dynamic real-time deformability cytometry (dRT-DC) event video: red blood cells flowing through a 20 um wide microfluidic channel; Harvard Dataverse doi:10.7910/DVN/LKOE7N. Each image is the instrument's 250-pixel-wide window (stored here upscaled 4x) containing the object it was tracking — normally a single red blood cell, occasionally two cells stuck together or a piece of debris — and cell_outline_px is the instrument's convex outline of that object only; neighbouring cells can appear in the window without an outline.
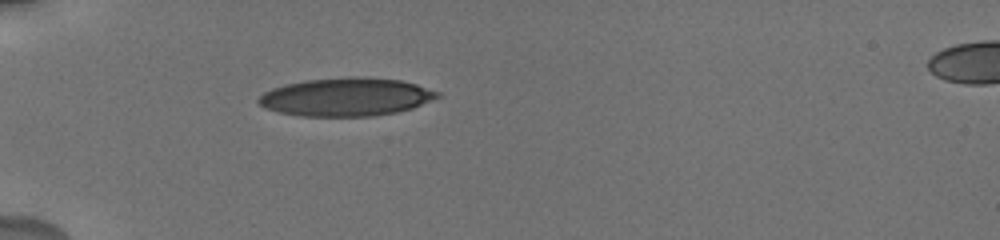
{"species": "human", "species_latin": "Homo sapiens", "temperature_condition": "cold", "stored_images_in_passage": 17, "camera_frame_rate_fps": 3000, "um_per_image_px": 0.085, "donor": {"sex": "male"}, "frame": {"image": 1, "passage_image": 1, "time_ms": 0.0, "image_size_px": [1000, 240], "cell_outline_px": [[440, 96], [412, 108], [396, 112], [372, 116], [300, 116], [280, 112], [264, 108], [256, 100], [264, 92], [272, 88], [284, 84], [304, 80], [352, 76], [356, 76], [400, 80], [416, 84], [440, 92]], "centroid_in_image_um": [29.39, 8.23], "position_along_channel_um": 55.6, "area_um2": 39.82}}
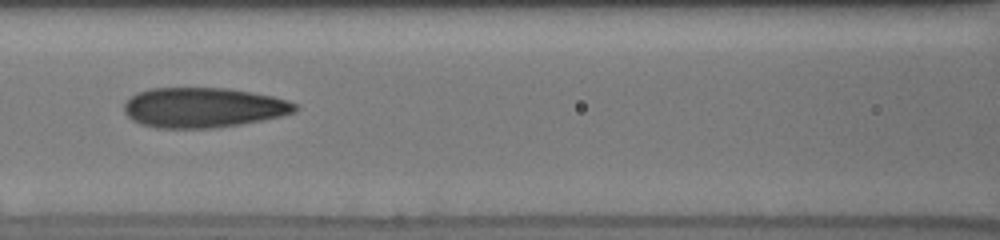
{"frame": {"image": 2, "passage_image": 7, "time_ms": 3.0, "image_size_px": [1000, 240], "cell_outline_px": [[300, 108], [296, 112], [280, 116], [240, 124], [216, 128], [156, 128], [140, 124], [132, 120], [124, 112], [124, 104], [136, 92], [152, 88], [228, 88], [252, 92], [272, 96], [288, 100], [296, 104]], "centroid_in_image_um": [17.28, 9.14], "position_along_channel_um": 149.3, "area_um2": 40.0}}
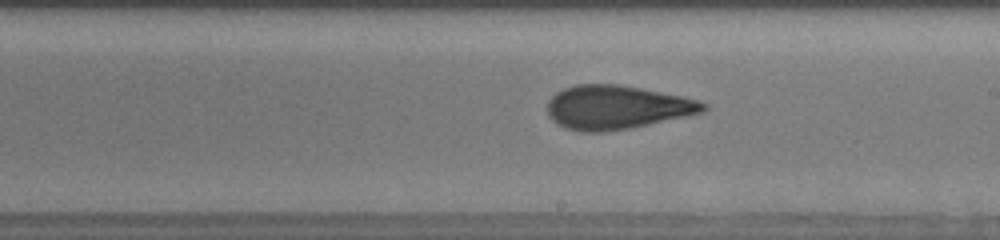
{"frame": {"image": 3, "passage_image": 15, "time_ms": 5.333, "image_size_px": [1000, 240], "cell_outline_px": [[708, 108], [704, 112], [628, 128], [600, 132], [580, 132], [564, 128], [556, 124], [548, 116], [548, 100], [556, 92], [564, 88], [576, 84], [620, 84], [684, 96], [700, 100], [708, 104]], "centroid_in_image_um": [52.41, 9.11], "position_along_channel_um": 236.6, "area_um2": 39.94}}